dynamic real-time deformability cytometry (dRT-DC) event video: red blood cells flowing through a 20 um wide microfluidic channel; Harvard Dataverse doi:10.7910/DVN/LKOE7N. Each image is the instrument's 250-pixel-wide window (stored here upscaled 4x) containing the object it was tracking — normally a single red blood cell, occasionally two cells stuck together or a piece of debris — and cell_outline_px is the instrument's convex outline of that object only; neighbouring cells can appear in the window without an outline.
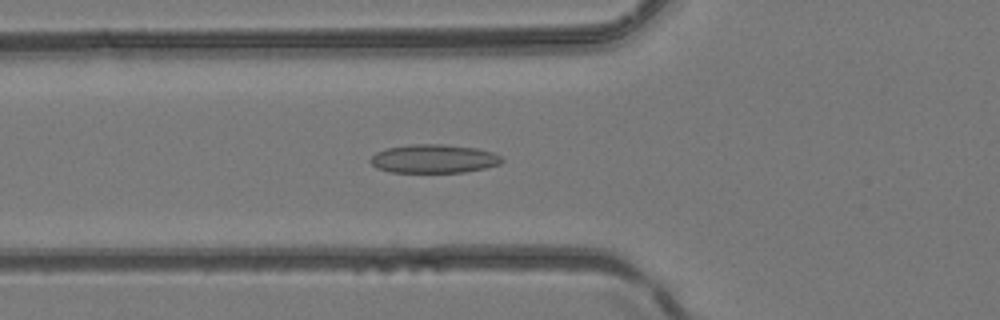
{"species": "common noctule bat (a hibernating species)", "species_latin": "Nyctalus noctula", "temperature_condition": "room temperature", "stored_images_in_passage": 36, "camera_frame_rate_fps": 3000, "um_per_image_px": 0.085, "animal": {"sex": "female", "body_mass_g": 24.6, "forearm_length_mm": 56.2}, "frame": {"image": 1, "passage_image": 9, "time_ms": 2.667, "image_size_px": [1000, 320], "cell_outline_px": [[504, 160], [500, 164], [484, 168], [464, 172], [392, 172], [376, 168], [368, 160], [376, 152], [384, 148], [412, 144], [440, 144], [476, 148], [492, 152], [500, 156]], "centroid_in_image_um": [36.84, 13.49], "position_along_channel_um": 89.0, "area_um2": 21.91}}
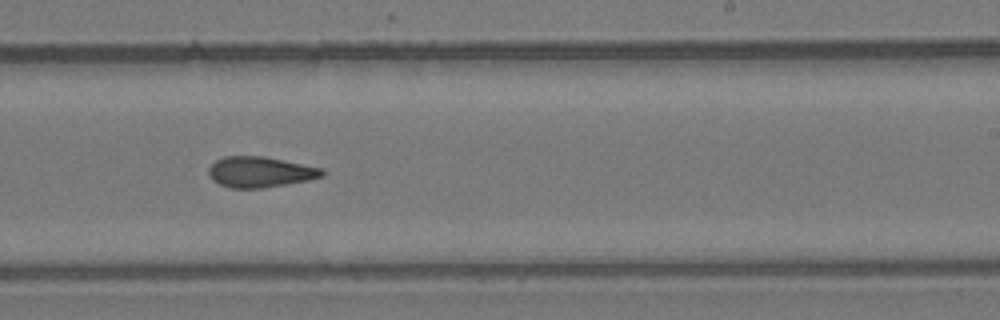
{"frame": {"image": 2, "passage_image": 20, "time_ms": 6.333, "image_size_px": [1000, 320], "cell_outline_px": [[324, 176], [308, 180], [260, 188], [232, 188], [220, 184], [212, 180], [208, 172], [208, 168], [216, 160], [224, 156], [264, 156], [324, 168]], "centroid_in_image_um": [22.11, 14.61], "position_along_channel_um": 266.9, "area_um2": 20.23}}
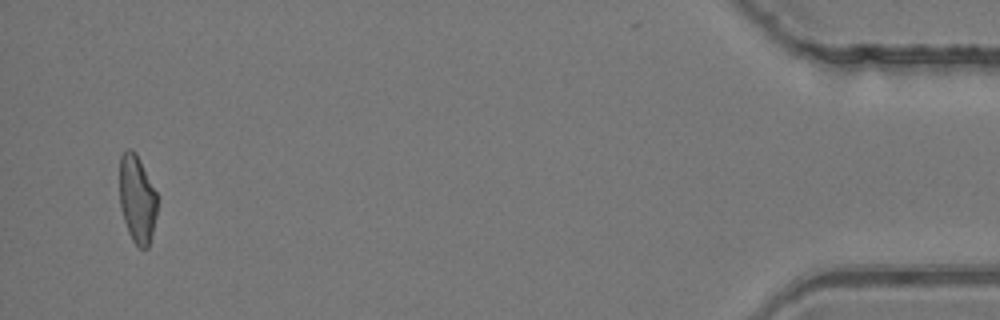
{"frame": {"image": 3, "passage_image": 35, "time_ms": 11.333, "image_size_px": [1000, 320], "cell_outline_px": [[156, 216], [152, 236], [148, 248], [140, 248], [132, 240], [128, 232], [120, 208], [120, 156], [124, 148], [132, 148], [136, 152], [156, 192]], "centroid_in_image_um": [11.64, 16.9], "position_along_channel_um": 423.6, "area_um2": 19.36}}